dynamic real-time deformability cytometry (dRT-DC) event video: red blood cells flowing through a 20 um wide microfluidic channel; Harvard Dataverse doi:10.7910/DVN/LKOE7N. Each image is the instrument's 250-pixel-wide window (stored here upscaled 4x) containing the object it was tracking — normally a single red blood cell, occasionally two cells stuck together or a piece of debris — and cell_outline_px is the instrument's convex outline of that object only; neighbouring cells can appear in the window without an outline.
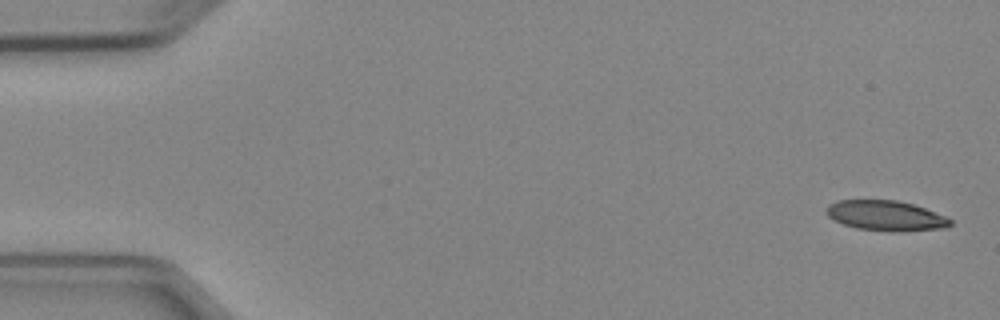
{"species": "Egyptian fruit bat (a non-hibernating species)", "species_latin": "Rousettus aegyptiacus", "temperature_condition": "cold", "stored_images_in_passage": 6, "camera_frame_rate_fps": 3000, "um_per_image_px": 0.085, "animal": {"sex": "female"}, "frame": {"image": 1, "passage_image": 1, "time_ms": 0.0, "image_size_px": [1000, 320], "cell_outline_px": [[952, 224], [944, 228], [892, 232], [856, 228], [844, 224], [828, 216], [824, 212], [828, 204], [836, 200], [896, 200], [912, 204], [924, 208], [944, 216], [952, 220]], "centroid_in_image_um": [75.26, 18.33], "position_along_channel_um": 9.7, "area_um2": 21.68}}
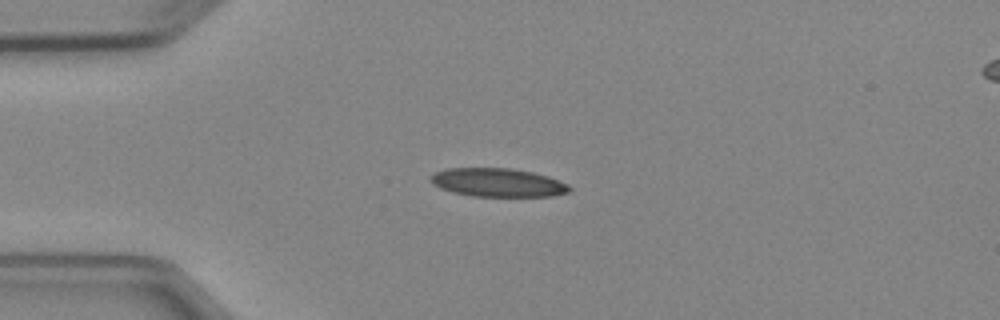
{"frame": {"image": 2, "passage_image": 4, "time_ms": 3.667, "image_size_px": [1000, 320], "cell_outline_px": [[572, 188], [568, 192], [552, 196], [472, 196], [452, 192], [440, 188], [432, 184], [428, 180], [436, 172], [448, 168], [512, 168], [532, 172], [548, 176], [568, 184]], "centroid_in_image_um": [42.3, 15.51], "position_along_channel_um": 42.7, "area_um2": 23.06}}